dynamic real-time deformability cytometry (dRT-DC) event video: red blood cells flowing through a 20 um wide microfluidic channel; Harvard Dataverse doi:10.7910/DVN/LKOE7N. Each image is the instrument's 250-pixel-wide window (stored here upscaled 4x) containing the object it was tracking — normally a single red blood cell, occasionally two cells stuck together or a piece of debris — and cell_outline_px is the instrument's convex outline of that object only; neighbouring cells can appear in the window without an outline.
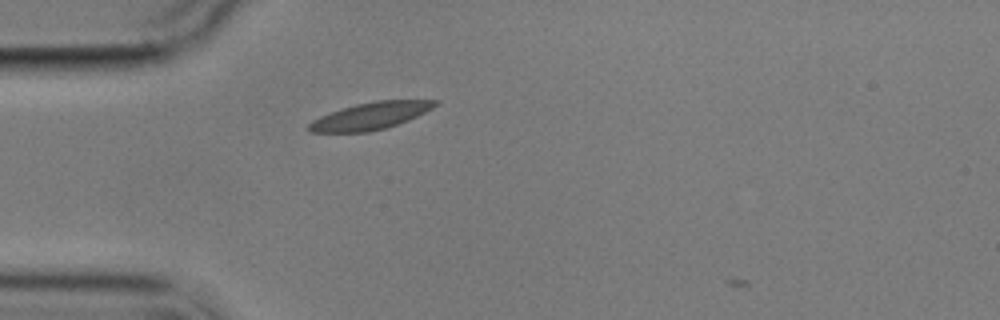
{"species": "common noctule bat (a hibernating species)", "species_latin": "Nyctalus noctula", "temperature_condition": "cold", "stored_images_in_passage": 1, "camera_frame_rate_fps": 3000, "um_per_image_px": 0.085, "animal": {"sex": "male", "body_mass_g": 17.9}, "frame": {"image": 1, "passage_image": 1, "time_ms": 0.0, "image_size_px": [1000, 320], "cell_outline_px": [[440, 100], [432, 108], [408, 120], [384, 128], [368, 132], [308, 132], [308, 124], [312, 120], [320, 116], [356, 104], [376, 100]], "centroid_in_image_um": [31.46, 9.85], "position_along_channel_um": 53.5, "area_um2": 19.59}}